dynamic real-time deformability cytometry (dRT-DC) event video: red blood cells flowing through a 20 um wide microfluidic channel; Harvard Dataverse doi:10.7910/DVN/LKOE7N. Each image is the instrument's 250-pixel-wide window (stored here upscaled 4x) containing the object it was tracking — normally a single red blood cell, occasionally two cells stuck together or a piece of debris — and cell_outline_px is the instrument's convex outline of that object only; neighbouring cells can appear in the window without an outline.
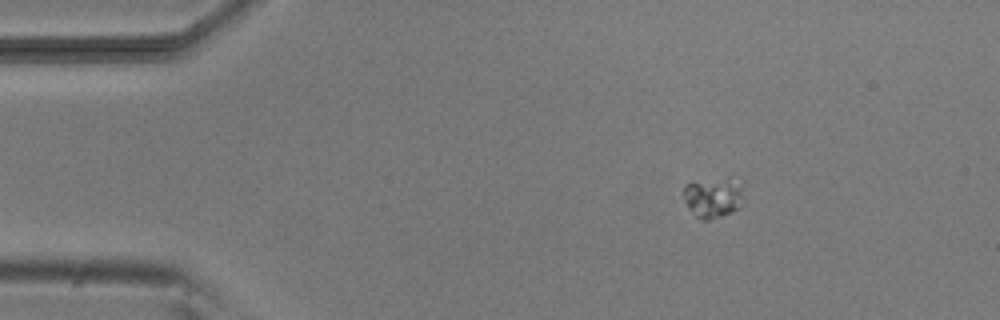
{"species": "common noctule bat (a hibernating species)", "species_latin": "Nyctalus noctula", "temperature_condition": "room temperature", "stored_images_in_passage": 4, "camera_frame_rate_fps": 3000, "um_per_image_px": 0.085, "animal": {"sex": "male", "body_mass_g": 20.5, "forearm_length_mm": 52.5}, "frame": {"image": 1, "passage_image": 2, "time_ms": 1.0, "image_size_px": [1000, 320], "cell_outline_px": [[744, 204], [740, 208], [720, 216], [708, 220], [700, 220], [688, 208], [684, 200], [684, 184], [728, 176], [740, 188]], "centroid_in_image_um": [60.59, 16.8], "position_along_channel_um": 24.4, "area_um2": 13.99}}